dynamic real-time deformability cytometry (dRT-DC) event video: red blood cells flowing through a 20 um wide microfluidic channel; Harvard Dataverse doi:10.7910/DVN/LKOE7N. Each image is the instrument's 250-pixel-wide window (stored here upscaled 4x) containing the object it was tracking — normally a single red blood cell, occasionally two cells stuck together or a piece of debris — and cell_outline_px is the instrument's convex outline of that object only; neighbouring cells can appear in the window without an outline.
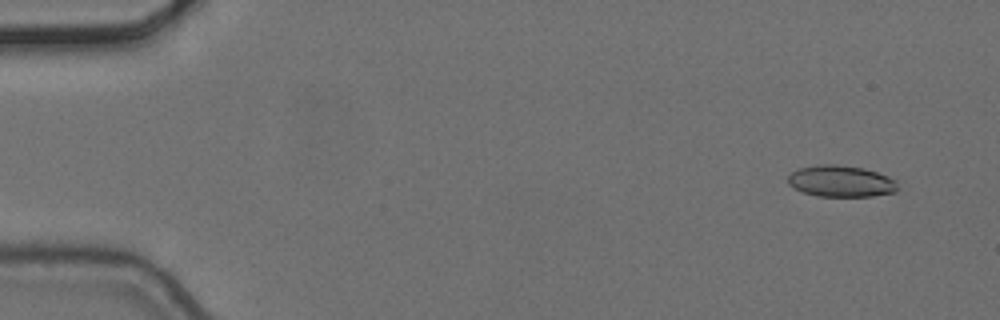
{"species": "common noctule bat (a hibernating species)", "species_latin": "Nyctalus noctula", "temperature_condition": "cold", "stored_images_in_passage": 4, "camera_frame_rate_fps": 3000, "um_per_image_px": 0.085, "animal": {"sex": "female", "body_mass_g": 24.6, "forearm_length_mm": 56.2}, "frame": {"image": 1, "passage_image": 1, "time_ms": 0.0, "image_size_px": [1000, 320], "cell_outline_px": [[896, 192], [872, 196], [816, 196], [804, 192], [788, 184], [788, 176], [792, 172], [800, 168], [820, 164], [836, 164], [864, 168], [888, 176], [896, 180]], "centroid_in_image_um": [71.48, 15.4], "position_along_channel_um": 13.5, "area_um2": 20.0}}